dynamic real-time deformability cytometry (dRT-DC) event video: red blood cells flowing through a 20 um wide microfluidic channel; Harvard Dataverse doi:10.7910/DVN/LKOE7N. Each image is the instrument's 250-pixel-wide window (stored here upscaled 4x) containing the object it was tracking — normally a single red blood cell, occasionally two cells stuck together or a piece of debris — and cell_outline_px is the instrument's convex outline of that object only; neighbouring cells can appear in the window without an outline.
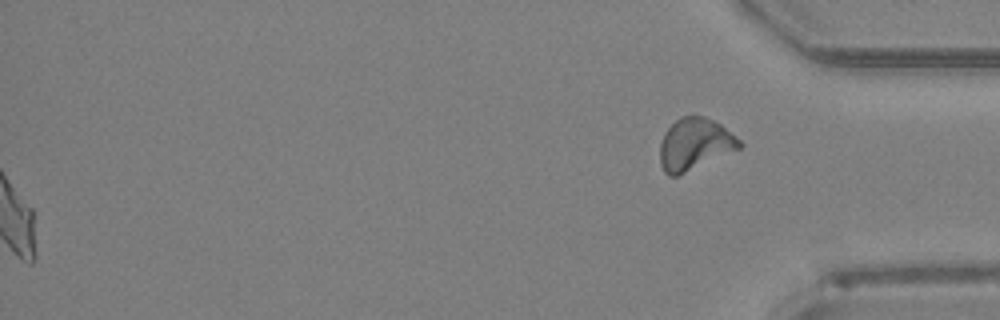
{"species": "Egyptian fruit bat (a non-hibernating species)", "species_latin": "Rousettus aegyptiacus", "temperature_condition": "room temperature", "stored_images_in_passage": 48, "segment_of_instrument_passage": [2, 2], "camera_frame_rate_fps": 3000, "um_per_image_px": 0.085, "animal": {"sex": "female"}, "frame": {"image": 1, "passage_image": 48, "time_ms": 15.667, "image_size_px": [1000, 320], "cell_outline_px": [[744, 144], [740, 148], [676, 176], [668, 176], [664, 172], [660, 164], [660, 144], [664, 132], [680, 116], [704, 116], [720, 124], [740, 140]], "centroid_in_image_um": [59.02, 12.25], "position_along_channel_um": 376.2, "area_um2": 23.7}}